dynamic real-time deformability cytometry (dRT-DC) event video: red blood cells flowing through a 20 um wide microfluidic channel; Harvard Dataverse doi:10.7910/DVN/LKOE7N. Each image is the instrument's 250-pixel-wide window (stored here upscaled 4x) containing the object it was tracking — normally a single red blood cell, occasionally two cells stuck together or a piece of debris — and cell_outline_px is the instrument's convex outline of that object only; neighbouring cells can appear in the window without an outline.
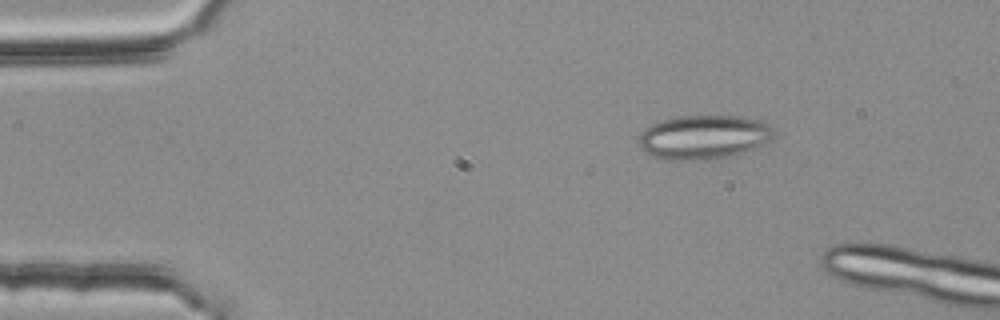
{"species": "common noctule bat (a hibernating species)", "species_latin": "Nyctalus noctula", "temperature_condition": "room temperature", "stored_images_in_passage": 2, "camera_frame_rate_fps": 3000, "um_per_image_px": 0.085, "animal": {"sex": "female", "body_mass_g": 25.1}, "frame": {"image": 1, "passage_image": 1, "time_ms": 0.0, "image_size_px": [1000, 320], "cell_outline_px": [[772, 136], [768, 140], [732, 156], [712, 160], [664, 160], [652, 156], [640, 148], [640, 132], [652, 124], [664, 120], [680, 116], [736, 116], [760, 120], [768, 124], [772, 128]], "centroid_in_image_um": [59.75, 11.66], "position_along_channel_um": 25.2, "area_um2": 34.28}}